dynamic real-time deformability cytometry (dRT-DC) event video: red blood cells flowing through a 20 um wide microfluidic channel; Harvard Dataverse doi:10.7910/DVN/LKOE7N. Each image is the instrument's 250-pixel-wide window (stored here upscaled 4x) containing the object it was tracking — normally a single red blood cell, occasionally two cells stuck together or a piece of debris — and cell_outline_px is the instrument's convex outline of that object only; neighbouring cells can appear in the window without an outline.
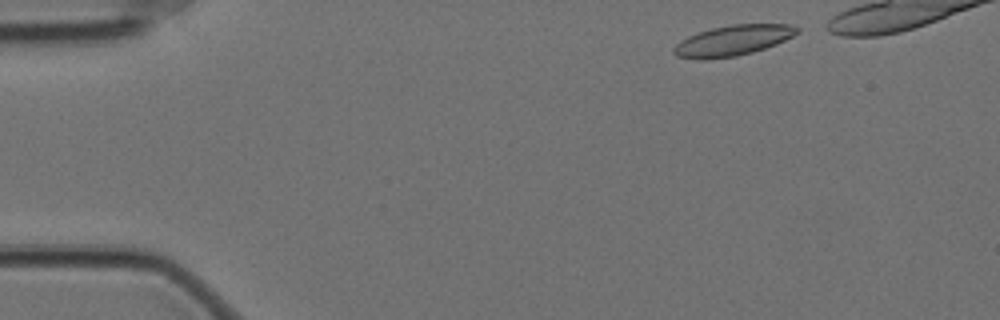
{"species": "Egyptian fruit bat (a non-hibernating species)", "species_latin": "Rousettus aegyptiacus", "temperature_condition": "cold", "stored_images_in_passage": 6, "camera_frame_rate_fps": 3000, "um_per_image_px": 0.085, "animal": {"sex": "female"}, "frame": {"image": 1, "passage_image": 2, "time_ms": 0.333, "image_size_px": [1000, 320], "cell_outline_px": [[800, 32], [776, 44], [752, 52], [736, 56], [708, 60], [696, 60], [676, 56], [672, 52], [672, 48], [680, 40], [688, 36], [712, 28], [732, 24], [792, 24], [800, 28]], "centroid_in_image_um": [62.26, 3.45], "position_along_channel_um": 22.7, "area_um2": 22.08}}